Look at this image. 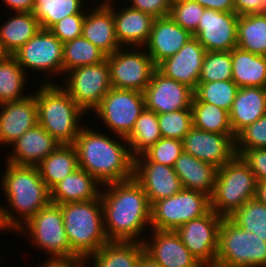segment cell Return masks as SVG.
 <instances>
[{
	"label": "cell",
	"mask_w": 266,
	"mask_h": 267,
	"mask_svg": "<svg viewBox=\"0 0 266 267\" xmlns=\"http://www.w3.org/2000/svg\"><path fill=\"white\" fill-rule=\"evenodd\" d=\"M234 12L239 15L265 13L264 0H234Z\"/></svg>",
	"instance_id": "f907efd6"
},
{
	"label": "cell",
	"mask_w": 266,
	"mask_h": 267,
	"mask_svg": "<svg viewBox=\"0 0 266 267\" xmlns=\"http://www.w3.org/2000/svg\"><path fill=\"white\" fill-rule=\"evenodd\" d=\"M215 266L266 267V242L239 227L229 217H223Z\"/></svg>",
	"instance_id": "52a82bcc"
},
{
	"label": "cell",
	"mask_w": 266,
	"mask_h": 267,
	"mask_svg": "<svg viewBox=\"0 0 266 267\" xmlns=\"http://www.w3.org/2000/svg\"><path fill=\"white\" fill-rule=\"evenodd\" d=\"M238 18L235 12L205 9L193 36L206 52L231 51L237 47Z\"/></svg>",
	"instance_id": "9a60e30c"
},
{
	"label": "cell",
	"mask_w": 266,
	"mask_h": 267,
	"mask_svg": "<svg viewBox=\"0 0 266 267\" xmlns=\"http://www.w3.org/2000/svg\"><path fill=\"white\" fill-rule=\"evenodd\" d=\"M38 124L34 93L20 101L0 104V145H11Z\"/></svg>",
	"instance_id": "7402d4cb"
},
{
	"label": "cell",
	"mask_w": 266,
	"mask_h": 267,
	"mask_svg": "<svg viewBox=\"0 0 266 267\" xmlns=\"http://www.w3.org/2000/svg\"><path fill=\"white\" fill-rule=\"evenodd\" d=\"M144 239L145 253L162 267H202L174 230H153ZM151 238V239H150Z\"/></svg>",
	"instance_id": "ac0fdd59"
},
{
	"label": "cell",
	"mask_w": 266,
	"mask_h": 267,
	"mask_svg": "<svg viewBox=\"0 0 266 267\" xmlns=\"http://www.w3.org/2000/svg\"><path fill=\"white\" fill-rule=\"evenodd\" d=\"M61 86L69 96L87 113L93 111L112 88L107 60L80 66L63 75Z\"/></svg>",
	"instance_id": "7c38bea8"
},
{
	"label": "cell",
	"mask_w": 266,
	"mask_h": 267,
	"mask_svg": "<svg viewBox=\"0 0 266 267\" xmlns=\"http://www.w3.org/2000/svg\"><path fill=\"white\" fill-rule=\"evenodd\" d=\"M5 55H6V53L3 51V49L1 48V45H0V59H2Z\"/></svg>",
	"instance_id": "9f6ffc18"
},
{
	"label": "cell",
	"mask_w": 266,
	"mask_h": 267,
	"mask_svg": "<svg viewBox=\"0 0 266 267\" xmlns=\"http://www.w3.org/2000/svg\"><path fill=\"white\" fill-rule=\"evenodd\" d=\"M39 174L51 190L78 167L77 152L73 144H60L37 165Z\"/></svg>",
	"instance_id": "1f68e13d"
},
{
	"label": "cell",
	"mask_w": 266,
	"mask_h": 267,
	"mask_svg": "<svg viewBox=\"0 0 266 267\" xmlns=\"http://www.w3.org/2000/svg\"><path fill=\"white\" fill-rule=\"evenodd\" d=\"M114 88L144 92L156 65L144 47H121L106 56Z\"/></svg>",
	"instance_id": "8fae6325"
},
{
	"label": "cell",
	"mask_w": 266,
	"mask_h": 267,
	"mask_svg": "<svg viewBox=\"0 0 266 267\" xmlns=\"http://www.w3.org/2000/svg\"><path fill=\"white\" fill-rule=\"evenodd\" d=\"M229 218L245 231L256 234L266 242V206L257 198L247 201Z\"/></svg>",
	"instance_id": "ab89813d"
},
{
	"label": "cell",
	"mask_w": 266,
	"mask_h": 267,
	"mask_svg": "<svg viewBox=\"0 0 266 267\" xmlns=\"http://www.w3.org/2000/svg\"><path fill=\"white\" fill-rule=\"evenodd\" d=\"M133 178L143 188L150 205L183 189L174 168L156 162H134Z\"/></svg>",
	"instance_id": "44dd1931"
},
{
	"label": "cell",
	"mask_w": 266,
	"mask_h": 267,
	"mask_svg": "<svg viewBox=\"0 0 266 267\" xmlns=\"http://www.w3.org/2000/svg\"><path fill=\"white\" fill-rule=\"evenodd\" d=\"M29 77L13 55L6 54L0 59V104L20 101L31 95L25 93Z\"/></svg>",
	"instance_id": "d6a6232c"
},
{
	"label": "cell",
	"mask_w": 266,
	"mask_h": 267,
	"mask_svg": "<svg viewBox=\"0 0 266 267\" xmlns=\"http://www.w3.org/2000/svg\"><path fill=\"white\" fill-rule=\"evenodd\" d=\"M205 9L234 12V0H195Z\"/></svg>",
	"instance_id": "816d5d0a"
},
{
	"label": "cell",
	"mask_w": 266,
	"mask_h": 267,
	"mask_svg": "<svg viewBox=\"0 0 266 267\" xmlns=\"http://www.w3.org/2000/svg\"><path fill=\"white\" fill-rule=\"evenodd\" d=\"M63 45L50 30L40 28L12 55L27 75L31 71L45 73L44 75L47 73V77L53 76L56 79L63 75Z\"/></svg>",
	"instance_id": "4fadbf2b"
},
{
	"label": "cell",
	"mask_w": 266,
	"mask_h": 267,
	"mask_svg": "<svg viewBox=\"0 0 266 267\" xmlns=\"http://www.w3.org/2000/svg\"><path fill=\"white\" fill-rule=\"evenodd\" d=\"M173 168L184 189L198 190L212 195L218 168L184 151L175 161Z\"/></svg>",
	"instance_id": "83f0119b"
},
{
	"label": "cell",
	"mask_w": 266,
	"mask_h": 267,
	"mask_svg": "<svg viewBox=\"0 0 266 267\" xmlns=\"http://www.w3.org/2000/svg\"><path fill=\"white\" fill-rule=\"evenodd\" d=\"M116 1L117 0H103L112 10L115 35L120 46L144 47L149 40L155 18L129 5H124L125 7H123V9H119V7H116Z\"/></svg>",
	"instance_id": "d6986e66"
},
{
	"label": "cell",
	"mask_w": 266,
	"mask_h": 267,
	"mask_svg": "<svg viewBox=\"0 0 266 267\" xmlns=\"http://www.w3.org/2000/svg\"><path fill=\"white\" fill-rule=\"evenodd\" d=\"M193 35L177 24L169 15L155 18L150 37L144 46L157 66L164 59L175 55Z\"/></svg>",
	"instance_id": "cb8c5ba5"
},
{
	"label": "cell",
	"mask_w": 266,
	"mask_h": 267,
	"mask_svg": "<svg viewBox=\"0 0 266 267\" xmlns=\"http://www.w3.org/2000/svg\"><path fill=\"white\" fill-rule=\"evenodd\" d=\"M100 198L107 239L143 243L151 228V205L141 185L134 178L109 183L102 186Z\"/></svg>",
	"instance_id": "6da1fadb"
},
{
	"label": "cell",
	"mask_w": 266,
	"mask_h": 267,
	"mask_svg": "<svg viewBox=\"0 0 266 267\" xmlns=\"http://www.w3.org/2000/svg\"><path fill=\"white\" fill-rule=\"evenodd\" d=\"M102 186L94 176L77 168L50 190V200L59 205L90 201L101 197Z\"/></svg>",
	"instance_id": "484cf974"
},
{
	"label": "cell",
	"mask_w": 266,
	"mask_h": 267,
	"mask_svg": "<svg viewBox=\"0 0 266 267\" xmlns=\"http://www.w3.org/2000/svg\"><path fill=\"white\" fill-rule=\"evenodd\" d=\"M3 231H4V230H3L2 226H1V222H0V232L2 233ZM1 257H3V256L0 255V258H1ZM0 261H1V260H0Z\"/></svg>",
	"instance_id": "6f0895ef"
},
{
	"label": "cell",
	"mask_w": 266,
	"mask_h": 267,
	"mask_svg": "<svg viewBox=\"0 0 266 267\" xmlns=\"http://www.w3.org/2000/svg\"><path fill=\"white\" fill-rule=\"evenodd\" d=\"M43 262L33 267H87L86 258L78 255L66 257H47Z\"/></svg>",
	"instance_id": "681fc988"
},
{
	"label": "cell",
	"mask_w": 266,
	"mask_h": 267,
	"mask_svg": "<svg viewBox=\"0 0 266 267\" xmlns=\"http://www.w3.org/2000/svg\"><path fill=\"white\" fill-rule=\"evenodd\" d=\"M143 93L146 109L157 114L191 109L194 96L188 85L167 78L157 69Z\"/></svg>",
	"instance_id": "e0dca14e"
},
{
	"label": "cell",
	"mask_w": 266,
	"mask_h": 267,
	"mask_svg": "<svg viewBox=\"0 0 266 267\" xmlns=\"http://www.w3.org/2000/svg\"><path fill=\"white\" fill-rule=\"evenodd\" d=\"M234 134H218L192 127L183 138V150L193 157L220 168L231 161L235 152Z\"/></svg>",
	"instance_id": "2e32d148"
},
{
	"label": "cell",
	"mask_w": 266,
	"mask_h": 267,
	"mask_svg": "<svg viewBox=\"0 0 266 267\" xmlns=\"http://www.w3.org/2000/svg\"><path fill=\"white\" fill-rule=\"evenodd\" d=\"M237 47L266 56V13L239 15Z\"/></svg>",
	"instance_id": "836d02e7"
},
{
	"label": "cell",
	"mask_w": 266,
	"mask_h": 267,
	"mask_svg": "<svg viewBox=\"0 0 266 267\" xmlns=\"http://www.w3.org/2000/svg\"><path fill=\"white\" fill-rule=\"evenodd\" d=\"M60 206L65 232L76 255L87 258L109 241L104 230L101 198Z\"/></svg>",
	"instance_id": "5b68a950"
},
{
	"label": "cell",
	"mask_w": 266,
	"mask_h": 267,
	"mask_svg": "<svg viewBox=\"0 0 266 267\" xmlns=\"http://www.w3.org/2000/svg\"><path fill=\"white\" fill-rule=\"evenodd\" d=\"M231 59L232 81L238 87L266 88V56L235 47L231 50Z\"/></svg>",
	"instance_id": "f546056e"
},
{
	"label": "cell",
	"mask_w": 266,
	"mask_h": 267,
	"mask_svg": "<svg viewBox=\"0 0 266 267\" xmlns=\"http://www.w3.org/2000/svg\"><path fill=\"white\" fill-rule=\"evenodd\" d=\"M183 151L182 140L162 137L143 154L136 156L134 162H156L173 167Z\"/></svg>",
	"instance_id": "b9f144b4"
},
{
	"label": "cell",
	"mask_w": 266,
	"mask_h": 267,
	"mask_svg": "<svg viewBox=\"0 0 266 267\" xmlns=\"http://www.w3.org/2000/svg\"><path fill=\"white\" fill-rule=\"evenodd\" d=\"M205 53V48L193 36L175 55L160 62L156 69L167 78L194 90L200 78Z\"/></svg>",
	"instance_id": "ffe728a7"
},
{
	"label": "cell",
	"mask_w": 266,
	"mask_h": 267,
	"mask_svg": "<svg viewBox=\"0 0 266 267\" xmlns=\"http://www.w3.org/2000/svg\"><path fill=\"white\" fill-rule=\"evenodd\" d=\"M93 129L91 125H84L73 143L78 167L102 185L133 178L134 157L126 138L118 135L111 137L107 131L105 134Z\"/></svg>",
	"instance_id": "7a4b0ae2"
},
{
	"label": "cell",
	"mask_w": 266,
	"mask_h": 267,
	"mask_svg": "<svg viewBox=\"0 0 266 267\" xmlns=\"http://www.w3.org/2000/svg\"><path fill=\"white\" fill-rule=\"evenodd\" d=\"M257 178L250 167L236 155L218 168L211 209L222 217L231 216L247 201L256 197Z\"/></svg>",
	"instance_id": "8992f818"
},
{
	"label": "cell",
	"mask_w": 266,
	"mask_h": 267,
	"mask_svg": "<svg viewBox=\"0 0 266 267\" xmlns=\"http://www.w3.org/2000/svg\"><path fill=\"white\" fill-rule=\"evenodd\" d=\"M3 4L12 12H33L34 0H2Z\"/></svg>",
	"instance_id": "f5cc1de1"
},
{
	"label": "cell",
	"mask_w": 266,
	"mask_h": 267,
	"mask_svg": "<svg viewBox=\"0 0 266 267\" xmlns=\"http://www.w3.org/2000/svg\"><path fill=\"white\" fill-rule=\"evenodd\" d=\"M146 108L144 93L112 87L92 111L110 134L126 138ZM113 134H112V133Z\"/></svg>",
	"instance_id": "30bf717a"
},
{
	"label": "cell",
	"mask_w": 266,
	"mask_h": 267,
	"mask_svg": "<svg viewBox=\"0 0 266 267\" xmlns=\"http://www.w3.org/2000/svg\"><path fill=\"white\" fill-rule=\"evenodd\" d=\"M238 156L250 167L257 181H266V148L242 150Z\"/></svg>",
	"instance_id": "7dc6e473"
},
{
	"label": "cell",
	"mask_w": 266,
	"mask_h": 267,
	"mask_svg": "<svg viewBox=\"0 0 266 267\" xmlns=\"http://www.w3.org/2000/svg\"><path fill=\"white\" fill-rule=\"evenodd\" d=\"M191 110L193 127L196 129L218 134H234L228 111L213 104L200 102L194 96Z\"/></svg>",
	"instance_id": "8d00e7d4"
},
{
	"label": "cell",
	"mask_w": 266,
	"mask_h": 267,
	"mask_svg": "<svg viewBox=\"0 0 266 267\" xmlns=\"http://www.w3.org/2000/svg\"><path fill=\"white\" fill-rule=\"evenodd\" d=\"M222 219V216L211 209L175 230L183 244L203 266L215 265Z\"/></svg>",
	"instance_id": "5bb4252c"
},
{
	"label": "cell",
	"mask_w": 266,
	"mask_h": 267,
	"mask_svg": "<svg viewBox=\"0 0 266 267\" xmlns=\"http://www.w3.org/2000/svg\"><path fill=\"white\" fill-rule=\"evenodd\" d=\"M136 267H162L145 252L141 255Z\"/></svg>",
	"instance_id": "db71d44e"
},
{
	"label": "cell",
	"mask_w": 266,
	"mask_h": 267,
	"mask_svg": "<svg viewBox=\"0 0 266 267\" xmlns=\"http://www.w3.org/2000/svg\"><path fill=\"white\" fill-rule=\"evenodd\" d=\"M158 125L162 137L183 140L193 127L192 110L180 109L158 114Z\"/></svg>",
	"instance_id": "7bdbcfd3"
},
{
	"label": "cell",
	"mask_w": 266,
	"mask_h": 267,
	"mask_svg": "<svg viewBox=\"0 0 266 267\" xmlns=\"http://www.w3.org/2000/svg\"><path fill=\"white\" fill-rule=\"evenodd\" d=\"M12 15L6 17L5 22L0 25V45L9 55L23 46L40 29L33 12H14Z\"/></svg>",
	"instance_id": "4dcf8cb0"
},
{
	"label": "cell",
	"mask_w": 266,
	"mask_h": 267,
	"mask_svg": "<svg viewBox=\"0 0 266 267\" xmlns=\"http://www.w3.org/2000/svg\"><path fill=\"white\" fill-rule=\"evenodd\" d=\"M232 80L231 51L205 53L198 82Z\"/></svg>",
	"instance_id": "60d3db41"
},
{
	"label": "cell",
	"mask_w": 266,
	"mask_h": 267,
	"mask_svg": "<svg viewBox=\"0 0 266 267\" xmlns=\"http://www.w3.org/2000/svg\"><path fill=\"white\" fill-rule=\"evenodd\" d=\"M86 0H34L33 14L40 28L49 30L64 17L74 14H86Z\"/></svg>",
	"instance_id": "e575fe53"
},
{
	"label": "cell",
	"mask_w": 266,
	"mask_h": 267,
	"mask_svg": "<svg viewBox=\"0 0 266 267\" xmlns=\"http://www.w3.org/2000/svg\"><path fill=\"white\" fill-rule=\"evenodd\" d=\"M5 163L0 186L7 205L0 203V222L4 233L17 232L51 202L50 190L41 178L37 166Z\"/></svg>",
	"instance_id": "3957f363"
},
{
	"label": "cell",
	"mask_w": 266,
	"mask_h": 267,
	"mask_svg": "<svg viewBox=\"0 0 266 267\" xmlns=\"http://www.w3.org/2000/svg\"><path fill=\"white\" fill-rule=\"evenodd\" d=\"M99 3L87 8L82 36L109 56L121 46L116 39L112 10L103 1Z\"/></svg>",
	"instance_id": "d4e9b609"
},
{
	"label": "cell",
	"mask_w": 266,
	"mask_h": 267,
	"mask_svg": "<svg viewBox=\"0 0 266 267\" xmlns=\"http://www.w3.org/2000/svg\"><path fill=\"white\" fill-rule=\"evenodd\" d=\"M211 210L210 196L204 192L182 189L173 196L151 205L150 227L153 230H176Z\"/></svg>",
	"instance_id": "9c48e42d"
},
{
	"label": "cell",
	"mask_w": 266,
	"mask_h": 267,
	"mask_svg": "<svg viewBox=\"0 0 266 267\" xmlns=\"http://www.w3.org/2000/svg\"><path fill=\"white\" fill-rule=\"evenodd\" d=\"M59 145L53 136L37 124L10 145L11 153L7 152L5 162L21 166H37Z\"/></svg>",
	"instance_id": "603a6c76"
},
{
	"label": "cell",
	"mask_w": 266,
	"mask_h": 267,
	"mask_svg": "<svg viewBox=\"0 0 266 267\" xmlns=\"http://www.w3.org/2000/svg\"><path fill=\"white\" fill-rule=\"evenodd\" d=\"M162 138L158 125V114L144 109L135 121L132 132L126 137L131 155L135 158L143 154Z\"/></svg>",
	"instance_id": "d590c367"
},
{
	"label": "cell",
	"mask_w": 266,
	"mask_h": 267,
	"mask_svg": "<svg viewBox=\"0 0 266 267\" xmlns=\"http://www.w3.org/2000/svg\"><path fill=\"white\" fill-rule=\"evenodd\" d=\"M266 148V114L241 130L235 138V152Z\"/></svg>",
	"instance_id": "f6af8a7d"
},
{
	"label": "cell",
	"mask_w": 266,
	"mask_h": 267,
	"mask_svg": "<svg viewBox=\"0 0 266 267\" xmlns=\"http://www.w3.org/2000/svg\"><path fill=\"white\" fill-rule=\"evenodd\" d=\"M130 7L148 13L154 18L165 17L170 14L171 0H128Z\"/></svg>",
	"instance_id": "c3c4849f"
},
{
	"label": "cell",
	"mask_w": 266,
	"mask_h": 267,
	"mask_svg": "<svg viewBox=\"0 0 266 267\" xmlns=\"http://www.w3.org/2000/svg\"><path fill=\"white\" fill-rule=\"evenodd\" d=\"M106 55L83 36L64 42L63 75L80 66L94 65L103 62Z\"/></svg>",
	"instance_id": "74e56055"
},
{
	"label": "cell",
	"mask_w": 266,
	"mask_h": 267,
	"mask_svg": "<svg viewBox=\"0 0 266 267\" xmlns=\"http://www.w3.org/2000/svg\"><path fill=\"white\" fill-rule=\"evenodd\" d=\"M35 89L38 124L60 144H73L86 113L52 77Z\"/></svg>",
	"instance_id": "277c9868"
},
{
	"label": "cell",
	"mask_w": 266,
	"mask_h": 267,
	"mask_svg": "<svg viewBox=\"0 0 266 267\" xmlns=\"http://www.w3.org/2000/svg\"><path fill=\"white\" fill-rule=\"evenodd\" d=\"M145 252L144 244L137 241H108L86 258L87 267H136ZM92 261V262H89ZM89 266V267H90Z\"/></svg>",
	"instance_id": "f1b7e54d"
},
{
	"label": "cell",
	"mask_w": 266,
	"mask_h": 267,
	"mask_svg": "<svg viewBox=\"0 0 266 267\" xmlns=\"http://www.w3.org/2000/svg\"><path fill=\"white\" fill-rule=\"evenodd\" d=\"M239 87L232 80L198 82L193 90L194 97L200 102H206L230 111Z\"/></svg>",
	"instance_id": "f35d334b"
},
{
	"label": "cell",
	"mask_w": 266,
	"mask_h": 267,
	"mask_svg": "<svg viewBox=\"0 0 266 267\" xmlns=\"http://www.w3.org/2000/svg\"><path fill=\"white\" fill-rule=\"evenodd\" d=\"M86 14H74L64 17L49 30L61 41L67 42L82 36V26Z\"/></svg>",
	"instance_id": "bcb514c9"
},
{
	"label": "cell",
	"mask_w": 266,
	"mask_h": 267,
	"mask_svg": "<svg viewBox=\"0 0 266 267\" xmlns=\"http://www.w3.org/2000/svg\"><path fill=\"white\" fill-rule=\"evenodd\" d=\"M266 206V181H257L256 197Z\"/></svg>",
	"instance_id": "11a10c76"
},
{
	"label": "cell",
	"mask_w": 266,
	"mask_h": 267,
	"mask_svg": "<svg viewBox=\"0 0 266 267\" xmlns=\"http://www.w3.org/2000/svg\"><path fill=\"white\" fill-rule=\"evenodd\" d=\"M266 114V88L239 87L229 111L230 123L236 136L248 125Z\"/></svg>",
	"instance_id": "4316f807"
},
{
	"label": "cell",
	"mask_w": 266,
	"mask_h": 267,
	"mask_svg": "<svg viewBox=\"0 0 266 267\" xmlns=\"http://www.w3.org/2000/svg\"><path fill=\"white\" fill-rule=\"evenodd\" d=\"M172 2H179V1H190V0H171Z\"/></svg>",
	"instance_id": "680465c9"
},
{
	"label": "cell",
	"mask_w": 266,
	"mask_h": 267,
	"mask_svg": "<svg viewBox=\"0 0 266 267\" xmlns=\"http://www.w3.org/2000/svg\"><path fill=\"white\" fill-rule=\"evenodd\" d=\"M264 4H265V13H266V0H264Z\"/></svg>",
	"instance_id": "91938a15"
},
{
	"label": "cell",
	"mask_w": 266,
	"mask_h": 267,
	"mask_svg": "<svg viewBox=\"0 0 266 267\" xmlns=\"http://www.w3.org/2000/svg\"><path fill=\"white\" fill-rule=\"evenodd\" d=\"M202 267H217V266L214 265V266H202Z\"/></svg>",
	"instance_id": "94428289"
},
{
	"label": "cell",
	"mask_w": 266,
	"mask_h": 267,
	"mask_svg": "<svg viewBox=\"0 0 266 267\" xmlns=\"http://www.w3.org/2000/svg\"><path fill=\"white\" fill-rule=\"evenodd\" d=\"M205 8L195 0L172 2L169 16L194 35Z\"/></svg>",
	"instance_id": "ee69618b"
},
{
	"label": "cell",
	"mask_w": 266,
	"mask_h": 267,
	"mask_svg": "<svg viewBox=\"0 0 266 267\" xmlns=\"http://www.w3.org/2000/svg\"><path fill=\"white\" fill-rule=\"evenodd\" d=\"M16 233L25 235L33 246L38 247L39 251L47 252V257L76 255L68 241L59 204L50 202L43 209H40Z\"/></svg>",
	"instance_id": "ba28073f"
}]
</instances>
